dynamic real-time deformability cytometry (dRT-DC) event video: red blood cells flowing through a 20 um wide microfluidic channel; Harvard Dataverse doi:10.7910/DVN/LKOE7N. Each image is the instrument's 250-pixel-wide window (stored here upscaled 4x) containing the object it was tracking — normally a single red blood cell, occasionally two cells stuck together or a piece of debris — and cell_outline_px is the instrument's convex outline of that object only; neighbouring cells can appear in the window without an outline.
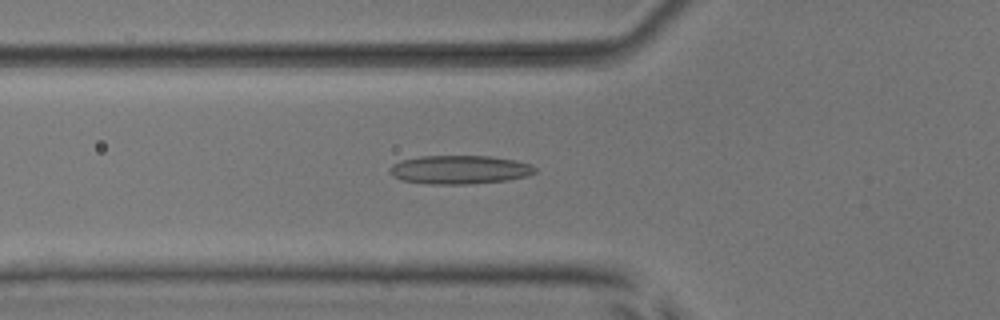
{"species": "common noctule bat (a hibernating species)", "species_latin": "Nyctalus noctula", "temperature_condition": "room temperature", "stored_images_in_passage": 53, "camera_frame_rate_fps": 3000, "um_per_image_px": 0.085, "animal": {"sex": "male", "body_mass_g": 17.9, "forearm_length_mm": 54.2}, "frame": {"image": 1, "passage_image": 19, "time_ms": 6.0, "image_size_px": [1000, 320], "cell_outline_px": [[536, 172], [528, 176], [508, 180], [468, 184], [428, 184], [404, 180], [392, 176], [388, 172], [388, 168], [392, 164], [400, 160], [420, 156], [488, 156], [516, 160], [532, 164], [536, 168]], "centroid_in_image_um": [39.06, 14.42], "position_along_channel_um": 86.7, "area_um2": 24.45}}
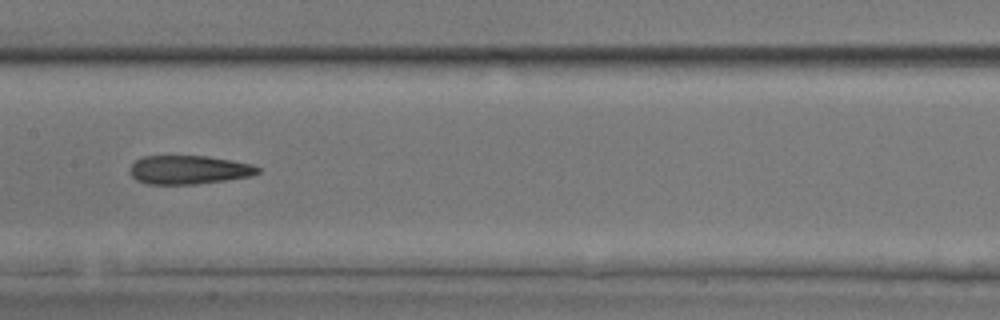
{"frame": {"image": 2, "passage_image": 27, "time_ms": 8.667, "image_size_px": [1000, 320], "cell_outline_px": [[260, 172], [252, 176], [224, 180], [192, 184], [148, 184], [136, 180], [128, 172], [128, 168], [136, 160], [144, 156], [208, 156], [232, 160], [252, 164], [260, 168]], "centroid_in_image_um": [16.03, 14.43], "position_along_channel_um": 191.4, "area_um2": 21.44}}
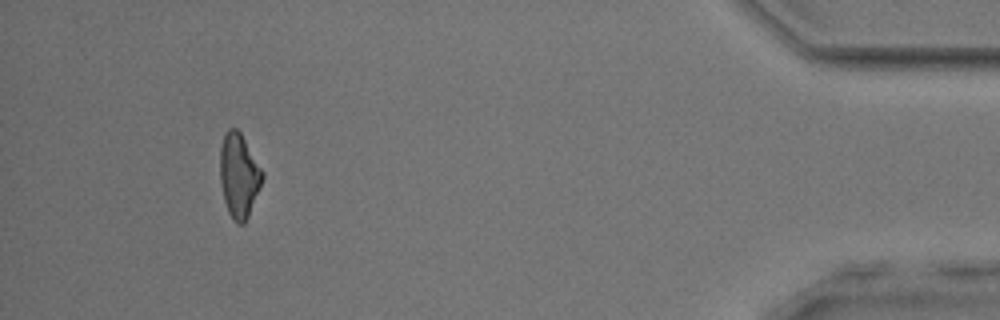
{"frame": {"image": 3, "passage_image": 49, "time_ms": 16.0, "image_size_px": [1000, 320], "cell_outline_px": [[264, 176], [248, 216], [244, 224], [236, 224], [232, 220], [228, 212], [224, 200], [220, 180], [220, 148], [224, 132], [228, 128], [236, 128], [240, 132], [264, 172]], "centroid_in_image_um": [20.29, 14.91], "position_along_channel_um": 414.9, "area_um2": 20.75}, "authors_computed_cell_mechanics": {"area_um2": 21.9062, "velocity_mm_per_s": 3.9133, "shape_relaxation_time_tau1_ms": null, "shape_relaxation_time_tau2_ms": 5.0036, "deformation_change_tau1": null, "deformation_change_tau2": 0.174}}